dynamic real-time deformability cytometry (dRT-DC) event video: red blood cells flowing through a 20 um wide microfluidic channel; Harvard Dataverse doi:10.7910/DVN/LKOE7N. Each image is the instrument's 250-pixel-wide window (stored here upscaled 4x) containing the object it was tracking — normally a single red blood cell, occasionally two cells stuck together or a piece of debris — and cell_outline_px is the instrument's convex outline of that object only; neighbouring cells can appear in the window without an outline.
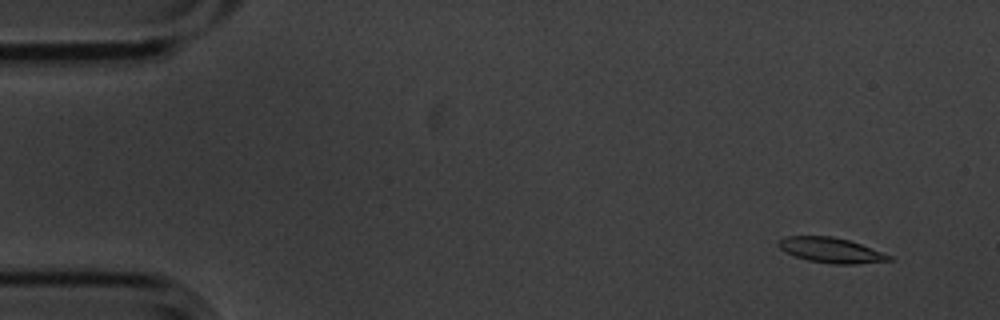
{"species": "common noctule bat (a hibernating species)", "species_latin": "Nyctalus noctula", "temperature_condition": "cold", "stored_images_in_passage": 5, "camera_frame_rate_fps": 3000, "um_per_image_px": 0.085, "animal": {"sex": "male", "body_mass_g": 20.1, "forearm_length_mm": 53.5}, "frame": {"image": 1, "passage_image": 2, "time_ms": 0.333, "image_size_px": [1000, 320], "cell_outline_px": [[892, 260], [856, 264], [832, 264], [808, 260], [796, 256], [780, 248], [776, 244], [780, 240], [788, 236], [832, 236], [848, 240], [860, 244], [892, 256]], "centroid_in_image_um": [70.64, 21.27], "position_along_channel_um": 14.4, "area_um2": 15.9}}
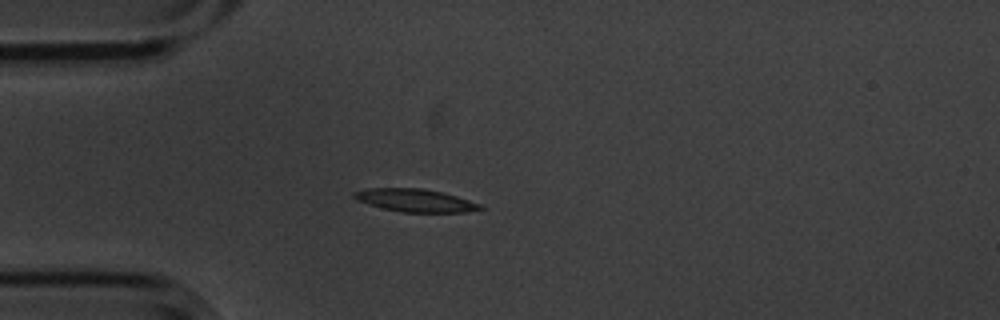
{"frame": {"image": 2, "passage_image": 5, "time_ms": 1.333, "image_size_px": [1000, 320], "cell_outline_px": [[484, 208], [464, 212], [400, 212], [380, 208], [356, 200], [352, 196], [352, 192], [368, 188], [420, 188], [440, 192], [456, 196], [480, 204]], "centroid_in_image_um": [35.21, 17.03], "position_along_channel_um": 49.8, "area_um2": 16.7}}